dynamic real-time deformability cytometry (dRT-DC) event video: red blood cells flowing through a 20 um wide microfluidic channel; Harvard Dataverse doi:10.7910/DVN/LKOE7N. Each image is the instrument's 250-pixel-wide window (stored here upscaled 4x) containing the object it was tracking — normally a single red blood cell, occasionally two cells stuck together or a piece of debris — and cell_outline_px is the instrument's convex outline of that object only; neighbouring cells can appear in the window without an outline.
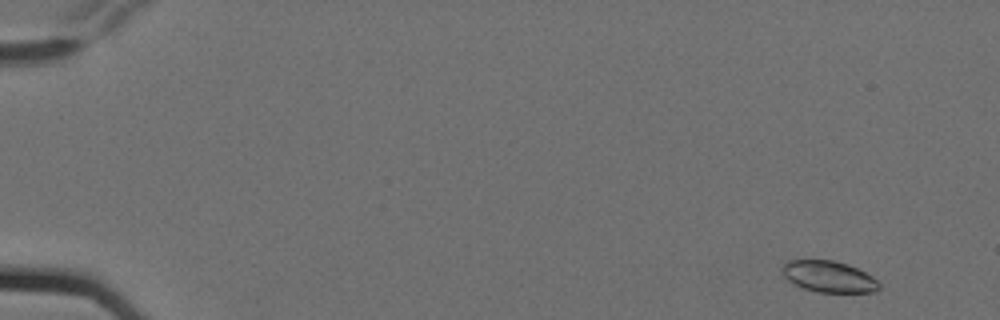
{"species": "Egyptian fruit bat (a non-hibernating species)", "species_latin": "Rousettus aegyptiacus", "temperature_condition": "cold", "stored_images_in_passage": 6, "camera_frame_rate_fps": 3000, "um_per_image_px": 0.085, "animal": {"sex": "female"}, "frame": {"image": 1, "passage_image": 2, "time_ms": 0.333, "image_size_px": [1000, 320], "cell_outline_px": [[880, 288], [876, 292], [816, 292], [804, 288], [788, 280], [784, 276], [780, 268], [788, 260], [832, 260], [848, 264], [872, 276], [880, 284]], "centroid_in_image_um": [70.44, 23.51], "position_along_channel_um": 14.6, "area_um2": 17.63}}